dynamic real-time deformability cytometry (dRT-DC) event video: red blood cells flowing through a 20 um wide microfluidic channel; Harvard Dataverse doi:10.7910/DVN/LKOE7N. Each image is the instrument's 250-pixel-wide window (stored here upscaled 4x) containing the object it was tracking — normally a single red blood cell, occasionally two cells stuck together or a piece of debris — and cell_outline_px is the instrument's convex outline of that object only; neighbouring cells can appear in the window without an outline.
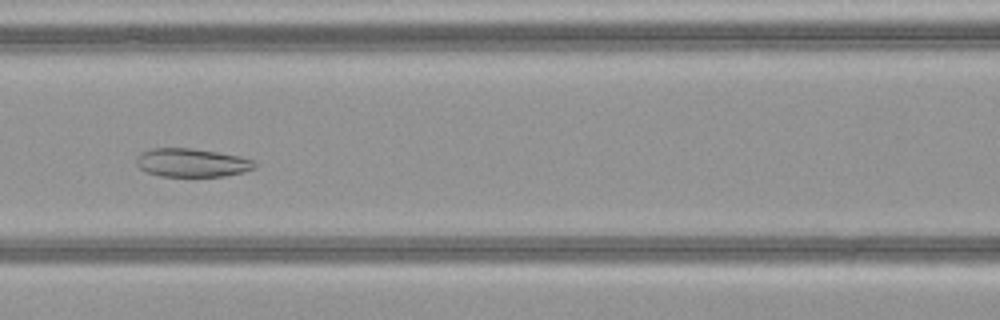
{"species": "common noctule bat (a hibernating species)", "species_latin": "Nyctalus noctula", "temperature_condition": "warm", "stored_images_in_passage": 41, "camera_frame_rate_fps": 3000, "um_per_image_px": 0.085, "animal": {"sex": "female", "body_mass_g": 21.9}, "frame": {"image": 1, "passage_image": 14, "time_ms": 4.333, "image_size_px": [1000, 320], "cell_outline_px": [[256, 168], [244, 172], [224, 176], [160, 176], [144, 172], [136, 164], [136, 156], [140, 152], [152, 148], [192, 148], [240, 156], [252, 160], [256, 164]], "centroid_in_image_um": [16.27, 13.83], "position_along_channel_um": 150.3, "area_um2": 19.77}}
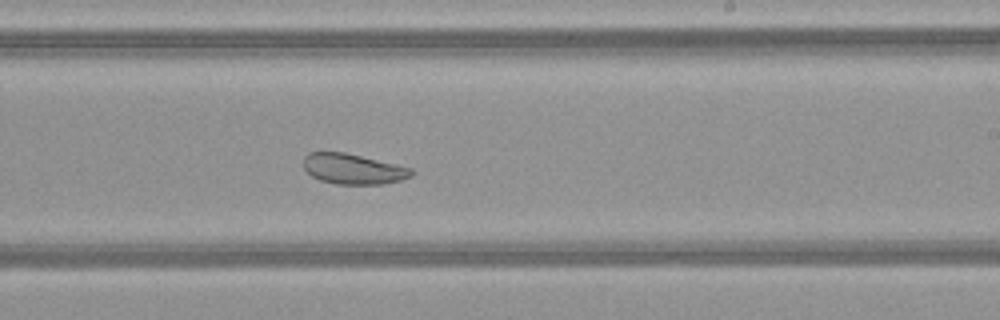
{"frame": {"image": 2, "passage_image": 22, "time_ms": 7.0, "image_size_px": [1000, 320], "cell_outline_px": [[416, 172], [412, 176], [400, 180], [384, 184], [336, 184], [320, 180], [312, 176], [304, 168], [304, 156], [308, 152], [344, 152], [412, 168]], "centroid_in_image_um": [30.03, 14.36], "position_along_channel_um": 259.0, "area_um2": 19.07}}
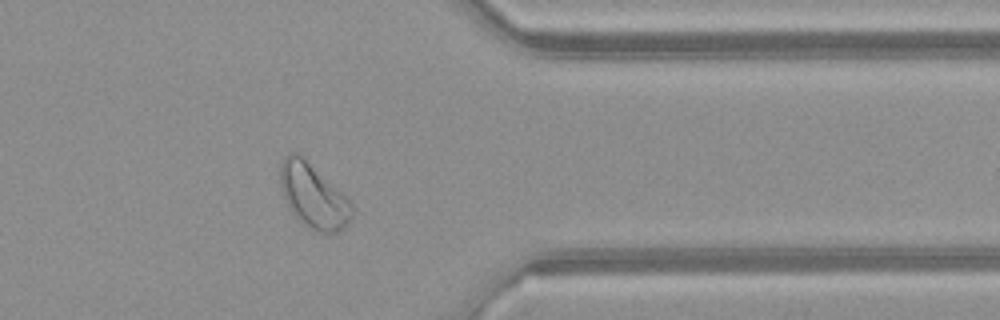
{"frame": {"image": 3, "passage_image": 32, "time_ms": 10.333, "image_size_px": [1000, 320], "cell_outline_px": [[352, 216], [348, 224], [344, 228], [336, 232], [320, 232], [308, 228], [292, 212], [284, 196], [280, 180], [280, 164], [284, 156], [288, 152], [300, 152], [348, 196], [352, 204]], "centroid_in_image_um": [26.66, 16.59], "position_along_channel_um": 384.7, "area_um2": 27.22}, "authors_computed_cell_mechanics": {"area_um2": 25.2586, "velocity_mm_per_s": 4.0928, "shape_relaxation_time_tau1_ms": null, "shape_relaxation_time_tau2_ms": 1.7861, "deformation_change_tau1": null, "deformation_change_tau2": 0.0708}}